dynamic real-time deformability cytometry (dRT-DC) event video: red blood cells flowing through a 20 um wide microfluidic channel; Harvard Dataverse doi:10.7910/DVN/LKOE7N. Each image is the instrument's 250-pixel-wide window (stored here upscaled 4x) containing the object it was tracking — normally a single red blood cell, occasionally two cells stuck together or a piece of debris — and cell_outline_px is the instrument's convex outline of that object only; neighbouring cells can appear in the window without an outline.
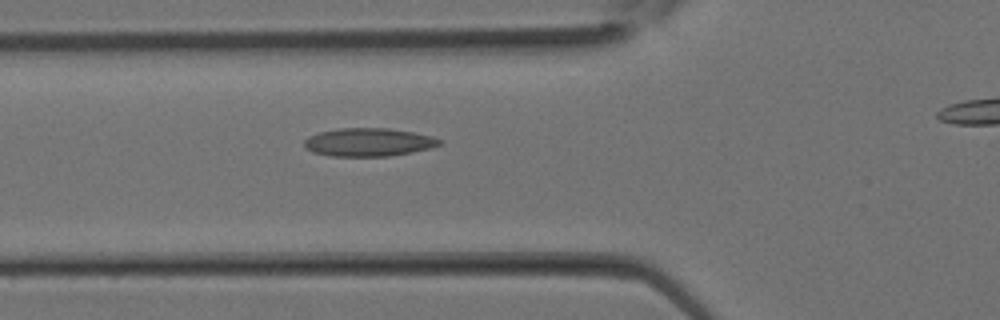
{"species": "Egyptian fruit bat (a non-hibernating species)", "species_latin": "Rousettus aegyptiacus", "temperature_condition": "room temperature", "stored_images_in_passage": 5, "camera_frame_rate_fps": 3000, "um_per_image_px": 0.085, "animal": {"sex": "female"}, "frame": {"image": 1, "passage_image": 3, "time_ms": 0.667, "image_size_px": [1000, 320], "cell_outline_px": [[444, 140], [440, 144], [432, 148], [412, 152], [388, 156], [332, 156], [312, 152], [304, 148], [304, 140], [308, 136], [320, 132], [340, 128], [388, 128], [412, 132], [432, 136]], "centroid_in_image_um": [31.33, 12.09], "position_along_channel_um": 94.5, "area_um2": 22.31}}
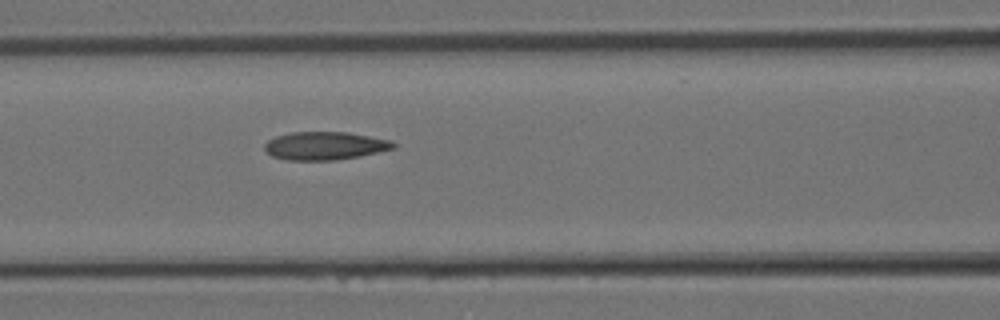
{"frame": {"image": 2, "passage_image": 5, "time_ms": 1.333, "image_size_px": [1000, 320], "cell_outline_px": [[396, 148], [360, 156], [336, 160], [288, 160], [272, 156], [264, 148], [264, 144], [268, 140], [276, 136], [292, 132], [348, 132], [392, 140], [396, 144]], "centroid_in_image_um": [27.64, 12.39], "position_along_channel_um": 139.0, "area_um2": 21.15}}